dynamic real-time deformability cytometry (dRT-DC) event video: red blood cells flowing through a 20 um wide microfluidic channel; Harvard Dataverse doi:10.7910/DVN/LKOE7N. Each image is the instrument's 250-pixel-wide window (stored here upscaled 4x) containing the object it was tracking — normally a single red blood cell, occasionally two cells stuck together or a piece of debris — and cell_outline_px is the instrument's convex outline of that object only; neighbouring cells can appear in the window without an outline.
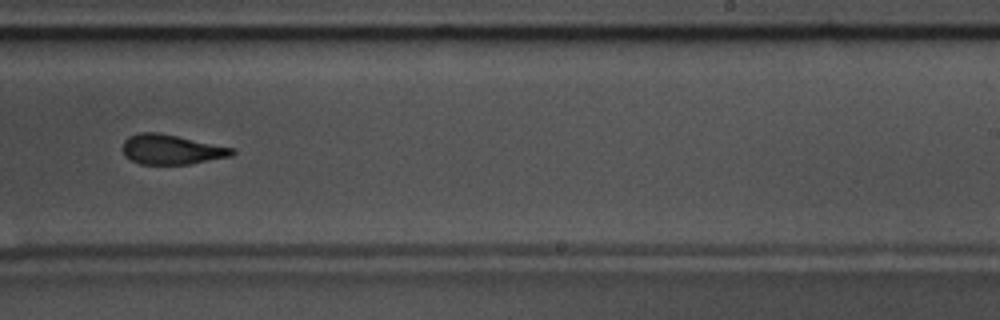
{"species": "common noctule bat (a hibernating species)", "species_latin": "Nyctalus noctula", "temperature_condition": "warm", "stored_images_in_passage": 23, "camera_frame_rate_fps": 3000, "um_per_image_px": 0.085, "animal": {"sex": "male", "body_mass_g": 17.5, "forearm_length_mm": 52.3}, "frame": {"image": 1, "passage_image": 20, "time_ms": 6.333, "image_size_px": [1000, 320], "cell_outline_px": [[236, 152], [232, 156], [188, 164], [140, 164], [132, 160], [124, 152], [124, 140], [128, 136], [140, 132], [156, 132], [236, 148]], "centroid_in_image_um": [14.61, 12.7], "position_along_channel_um": 274.4, "area_um2": 18.79}}